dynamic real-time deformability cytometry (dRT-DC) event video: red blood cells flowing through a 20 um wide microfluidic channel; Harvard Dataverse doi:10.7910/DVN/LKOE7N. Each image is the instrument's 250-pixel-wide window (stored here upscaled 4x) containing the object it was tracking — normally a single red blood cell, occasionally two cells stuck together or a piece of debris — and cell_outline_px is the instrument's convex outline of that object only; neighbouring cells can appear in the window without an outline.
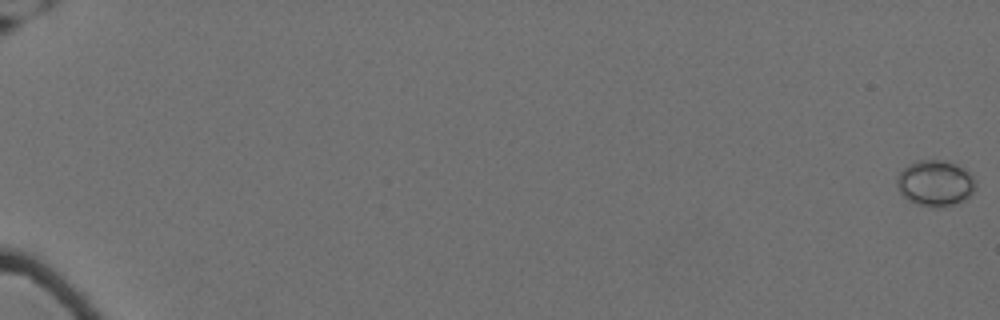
{"species": "Egyptian fruit bat (a non-hibernating species)", "species_latin": "Rousettus aegyptiacus", "temperature_condition": "cold", "stored_images_in_passage": 62, "camera_frame_rate_fps": 3000, "um_per_image_px": 0.085, "animal": {"sex": "female"}, "frame": {"image": 1, "passage_image": 1, "time_ms": 0.0, "image_size_px": [1000, 320], "cell_outline_px": [[976, 184], [972, 192], [964, 200], [956, 204], [940, 208], [932, 208], [916, 204], [908, 200], [900, 192], [896, 184], [896, 180], [900, 168], [916, 160], [948, 160], [964, 168], [976, 180]], "centroid_in_image_um": [79.47, 15.56], "position_along_channel_um": 5.5, "area_um2": 21.5}}
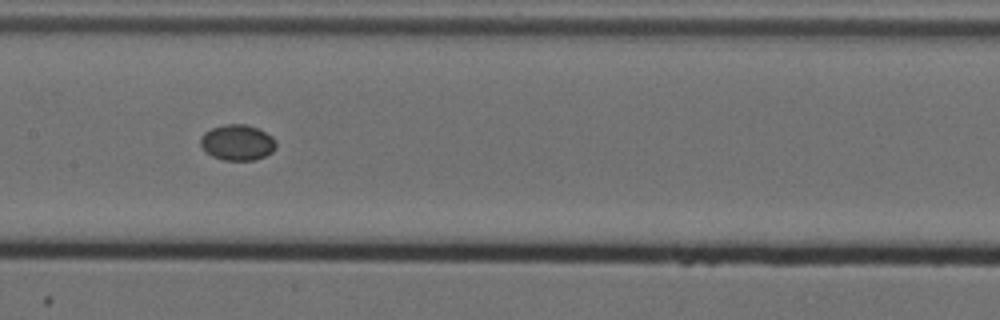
{"frame": {"image": 2, "passage_image": 35, "time_ms": 11.333, "image_size_px": [1000, 320], "cell_outline_px": [[276, 148], [272, 152], [264, 156], [252, 160], [224, 160], [212, 156], [200, 144], [200, 136], [204, 132], [212, 128], [224, 124], [244, 124], [256, 128], [272, 136], [276, 140]], "centroid_in_image_um": [20.18, 12.1], "position_along_channel_um": 187.2, "area_um2": 15.61}}
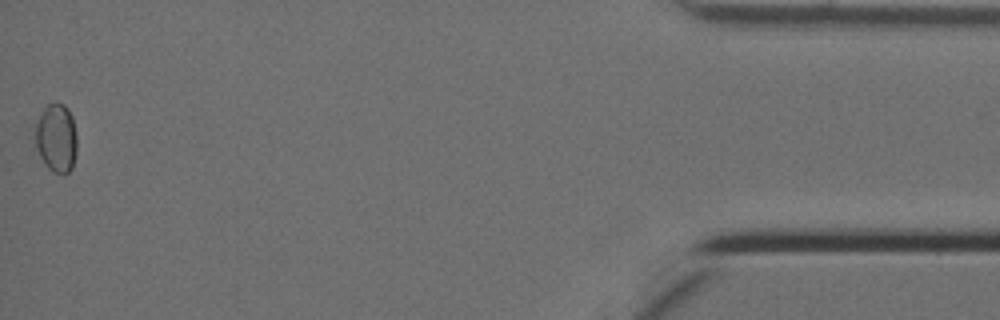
{"frame": {"image": 3, "passage_image": 62, "time_ms": 20.333, "image_size_px": [1000, 320], "cell_outline_px": [[76, 152], [72, 168], [68, 172], [52, 172], [44, 164], [36, 148], [36, 124], [44, 108], [48, 104], [56, 100], [64, 104], [68, 108], [72, 116], [76, 132]], "centroid_in_image_um": [4.8, 11.69], "position_along_channel_um": 430.4, "area_um2": 16.7}}